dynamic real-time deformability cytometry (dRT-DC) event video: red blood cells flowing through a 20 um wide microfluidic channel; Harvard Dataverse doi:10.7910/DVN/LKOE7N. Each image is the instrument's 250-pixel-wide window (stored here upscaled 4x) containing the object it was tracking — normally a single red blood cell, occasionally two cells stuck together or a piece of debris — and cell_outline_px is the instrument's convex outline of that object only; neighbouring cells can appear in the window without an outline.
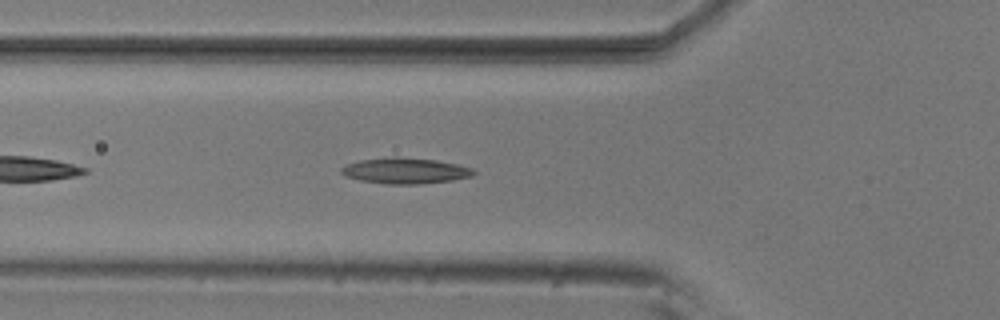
{"species": "common noctule bat (a hibernating species)", "species_latin": "Nyctalus noctula", "temperature_condition": "room temperature", "stored_images_in_passage": 26, "camera_frame_rate_fps": 3000, "um_per_image_px": 0.085, "animal": {"sex": "male", "body_mass_g": 20.5, "forearm_length_mm": 52.5}, "frame": {"image": 1, "passage_image": 6, "time_ms": 1.667, "image_size_px": [1000, 320], "cell_outline_px": [[476, 172], [472, 176], [452, 180], [416, 184], [388, 184], [360, 180], [348, 176], [340, 172], [340, 168], [348, 164], [360, 160], [392, 156], [396, 156], [436, 160], [456, 164], [472, 168]], "centroid_in_image_um": [34.45, 14.5], "position_along_channel_um": 91.4, "area_um2": 19.77}}
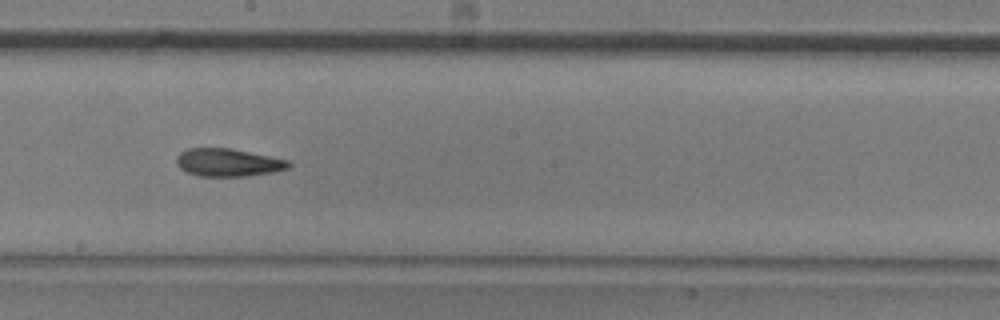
{"frame": {"image": 2, "passage_image": 17, "time_ms": 5.333, "image_size_px": [1000, 320], "cell_outline_px": [[292, 164], [288, 168], [272, 172], [248, 176], [200, 176], [188, 172], [180, 168], [176, 164], [176, 156], [180, 152], [188, 148], [232, 148], [288, 160]], "centroid_in_image_um": [19.37, 13.8], "position_along_channel_um": 228.8, "area_um2": 18.21}}
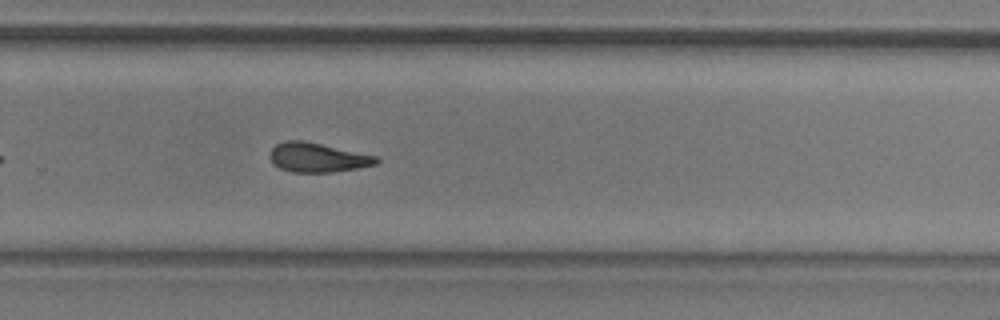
{"frame": {"image": 3, "passage_image": 23, "time_ms": 7.333, "image_size_px": [1000, 320], "cell_outline_px": [[380, 160], [376, 164], [356, 168], [332, 172], [292, 172], [280, 168], [268, 156], [272, 148], [276, 144], [284, 140], [304, 140], [376, 156]], "centroid_in_image_um": [26.97, 13.37], "position_along_channel_um": 302.8, "area_um2": 18.03}}